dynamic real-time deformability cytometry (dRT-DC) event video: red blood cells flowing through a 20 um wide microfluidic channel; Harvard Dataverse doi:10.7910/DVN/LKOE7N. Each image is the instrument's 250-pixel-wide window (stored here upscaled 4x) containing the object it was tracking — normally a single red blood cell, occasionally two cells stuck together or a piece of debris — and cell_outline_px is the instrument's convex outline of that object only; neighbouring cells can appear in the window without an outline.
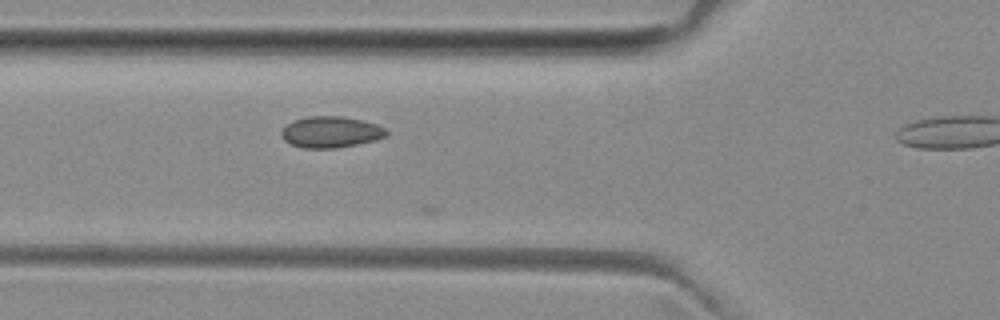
{"species": "common noctule bat (a hibernating species)", "species_latin": "Nyctalus noctula", "temperature_condition": "room temperature", "stored_images_in_passage": 2, "camera_frame_rate_fps": 3000, "um_per_image_px": 0.085, "animal": {"sex": "female", "body_mass_g": 29.2, "forearm_length_mm": 56.3}, "frame": {"image": 1, "passage_image": 2, "time_ms": 1.0, "image_size_px": [1000, 320], "cell_outline_px": [[388, 132], [384, 136], [376, 140], [336, 148], [304, 148], [292, 144], [284, 140], [280, 136], [280, 132], [292, 120], [308, 116], [344, 116], [364, 120], [376, 124], [384, 128]], "centroid_in_image_um": [28.1, 11.21], "position_along_channel_um": 97.7, "area_um2": 19.13}}